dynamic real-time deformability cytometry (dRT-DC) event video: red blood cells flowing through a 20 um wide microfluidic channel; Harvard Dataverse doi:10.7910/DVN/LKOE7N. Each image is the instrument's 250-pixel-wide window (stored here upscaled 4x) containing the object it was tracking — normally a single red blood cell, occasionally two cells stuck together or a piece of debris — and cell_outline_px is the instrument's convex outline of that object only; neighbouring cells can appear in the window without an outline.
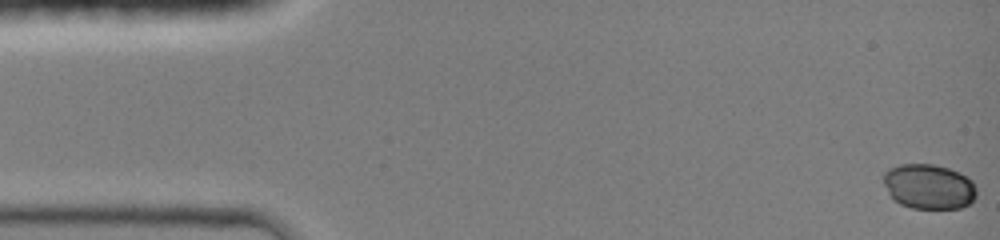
{"species": "common noctule bat (a hibernating species)", "species_latin": "Nyctalus noctula", "temperature_condition": "room temperature", "stored_images_in_passage": 15, "camera_frame_rate_fps": 3000, "um_per_image_px": 0.085, "animal": {"sex": "female", "body_mass_g": 19.0, "forearm_length_mm": 51.5}, "frame": {"image": 1, "passage_image": 1, "time_ms": 0.0, "image_size_px": [1000, 240], "cell_outline_px": [[976, 196], [968, 204], [960, 208], [912, 208], [900, 204], [888, 192], [884, 184], [884, 172], [888, 168], [900, 164], [932, 164], [948, 168], [960, 172], [972, 180], [976, 188]], "centroid_in_image_um": [78.96, 15.84], "position_along_channel_um": 6.0, "area_um2": 24.33}}
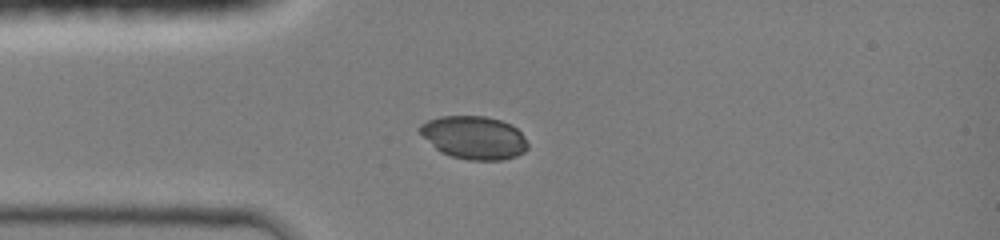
{"frame": {"image": 2, "passage_image": 11, "time_ms": 3.667, "image_size_px": [1000, 240], "cell_outline_px": [[528, 148], [524, 152], [516, 156], [500, 160], [468, 160], [452, 156], [440, 152], [420, 132], [420, 124], [428, 120], [440, 116], [484, 116], [500, 120], [512, 124], [524, 136], [528, 144]], "centroid_in_image_um": [40.32, 11.69], "position_along_channel_um": 44.7, "area_um2": 26.93}}
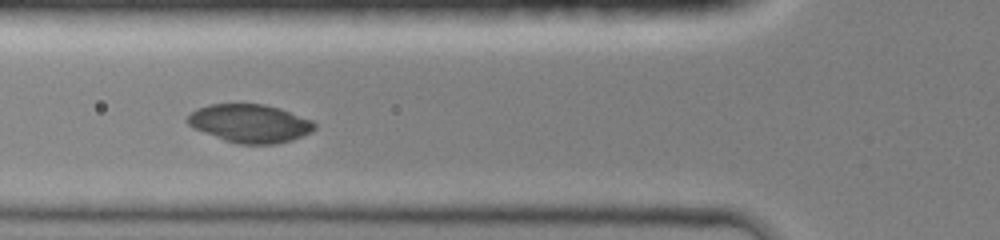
{"frame": {"image": 3, "passage_image": 14, "time_ms": 5.333, "image_size_px": [1000, 240], "cell_outline_px": [[316, 128], [312, 132], [292, 140], [276, 144], [236, 144], [224, 140], [192, 128], [184, 120], [196, 108], [208, 104], [264, 104], [280, 108], [312, 120], [316, 124]], "centroid_in_image_um": [21.23, 10.49], "position_along_channel_um": 104.6, "area_um2": 28.61}}